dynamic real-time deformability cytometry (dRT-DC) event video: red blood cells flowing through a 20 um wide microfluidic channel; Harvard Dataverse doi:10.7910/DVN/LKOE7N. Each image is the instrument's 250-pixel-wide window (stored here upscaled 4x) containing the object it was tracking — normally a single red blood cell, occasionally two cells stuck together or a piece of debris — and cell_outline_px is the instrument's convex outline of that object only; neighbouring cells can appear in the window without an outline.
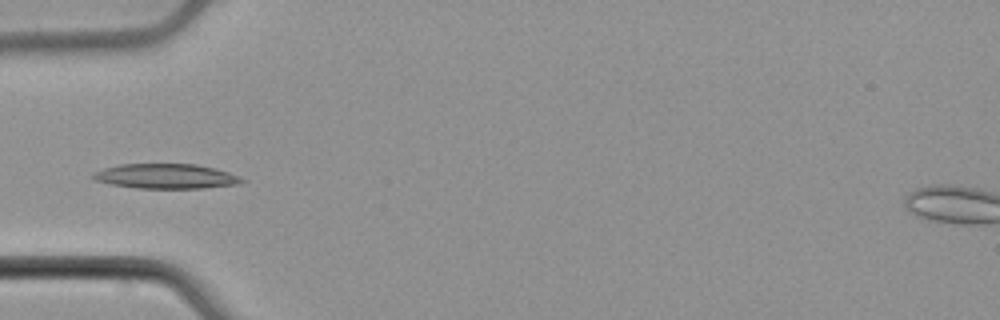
{"species": "common noctule bat (a hibernating species)", "species_latin": "Nyctalus noctula", "temperature_condition": "cold", "stored_images_in_passage": 6, "camera_frame_rate_fps": 3000, "um_per_image_px": 0.085, "animal": {"sex": "male", "body_mass_g": 21.5, "forearm_length_mm": 52.0}, "frame": {"image": 1, "passage_image": 4, "time_ms": 1.0, "image_size_px": [1000, 320], "cell_outline_px": [[248, 180], [236, 184], [204, 188], [136, 188], [112, 184], [92, 180], [88, 176], [92, 172], [104, 168], [120, 164], [196, 164], [216, 168], [228, 172]], "centroid_in_image_um": [14.05, 14.98], "position_along_channel_um": 71.0, "area_um2": 21.68}}
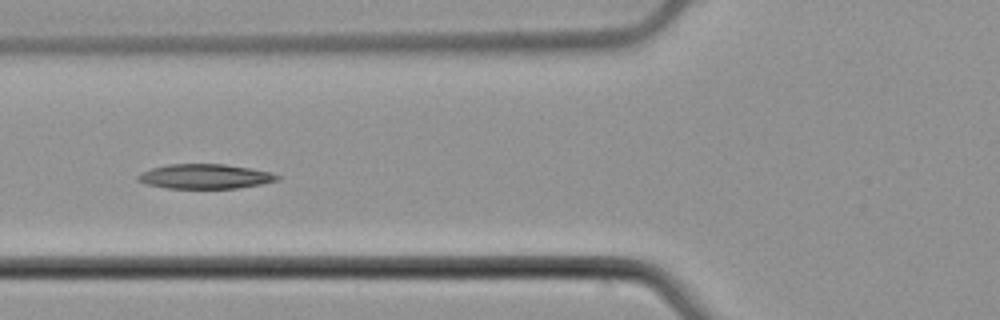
{"frame": {"image": 2, "passage_image": 5, "time_ms": 1.333, "image_size_px": [1000, 320], "cell_outline_px": [[280, 180], [260, 184], [236, 188], [168, 188], [148, 184], [136, 180], [136, 176], [140, 172], [152, 168], [168, 164], [224, 164], [252, 168], [268, 172], [280, 176]], "centroid_in_image_um": [17.41, 14.99], "position_along_channel_um": 108.4, "area_um2": 19.94}}
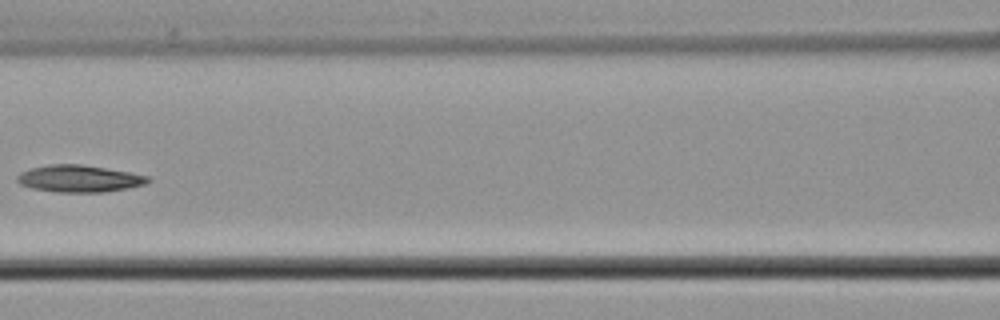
{"frame": {"image": 3, "passage_image": 6, "time_ms": 1.667, "image_size_px": [1000, 320], "cell_outline_px": [[152, 180], [144, 184], [128, 188], [104, 192], [56, 192], [32, 188], [20, 184], [16, 180], [16, 176], [20, 172], [28, 168], [48, 164], [80, 164], [132, 172], [148, 176]], "centroid_in_image_um": [6.71, 15.17], "position_along_channel_um": 159.9, "area_um2": 20.75}}